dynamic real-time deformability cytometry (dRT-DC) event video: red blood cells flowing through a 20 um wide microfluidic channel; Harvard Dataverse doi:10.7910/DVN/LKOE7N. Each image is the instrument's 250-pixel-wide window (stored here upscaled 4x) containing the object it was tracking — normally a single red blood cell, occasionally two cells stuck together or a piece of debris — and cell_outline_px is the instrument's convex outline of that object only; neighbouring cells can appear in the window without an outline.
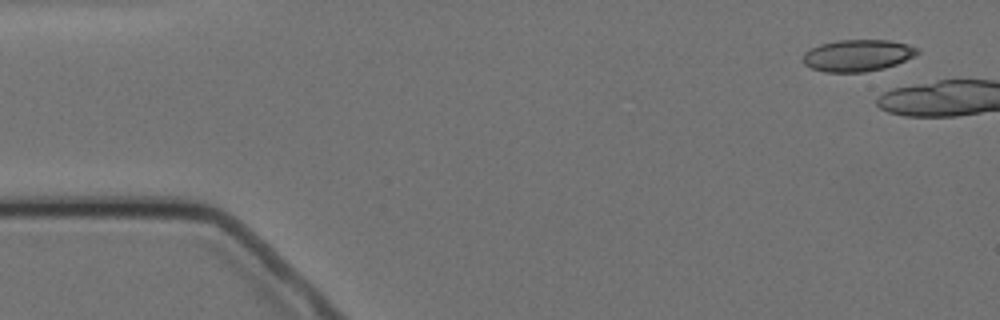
{"species": "Egyptian fruit bat (a non-hibernating species)", "species_latin": "Rousettus aegyptiacus", "temperature_condition": "cold", "stored_images_in_passage": 2, "camera_frame_rate_fps": 3000, "um_per_image_px": 0.085, "animal": {"sex": "female"}, "frame": {"image": 1, "passage_image": 1, "time_ms": 0.0, "image_size_px": [1000, 320], "cell_outline_px": [[920, 52], [896, 64], [884, 68], [864, 72], [824, 72], [812, 68], [804, 64], [800, 60], [804, 52], [820, 44], [836, 40], [888, 40], [908, 44], [916, 48]], "centroid_in_image_um": [72.84, 4.71], "position_along_channel_um": 12.2, "area_um2": 21.15}}